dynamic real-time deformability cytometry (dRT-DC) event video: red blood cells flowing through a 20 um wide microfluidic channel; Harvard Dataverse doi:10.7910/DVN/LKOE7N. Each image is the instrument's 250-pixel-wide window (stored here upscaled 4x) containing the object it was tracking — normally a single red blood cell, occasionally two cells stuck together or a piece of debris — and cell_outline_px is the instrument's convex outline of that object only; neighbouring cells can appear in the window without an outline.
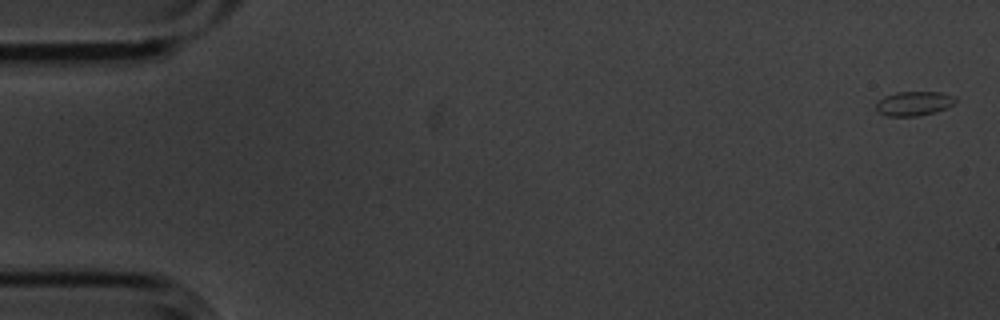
{"species": "common noctule bat (a hibernating species)", "species_latin": "Nyctalus noctula", "temperature_condition": "cold", "stored_images_in_passage": 6, "camera_frame_rate_fps": 3000, "um_per_image_px": 0.085, "animal": {"sex": "male", "body_mass_g": 20.1, "forearm_length_mm": 53.5}, "frame": {"image": 1, "passage_image": 1, "time_ms": 0.0, "image_size_px": [1000, 320], "cell_outline_px": [[956, 100], [948, 108], [936, 112], [916, 116], [888, 116], [880, 112], [876, 108], [876, 104], [884, 96], [896, 92], [940, 92], [956, 96]], "centroid_in_image_um": [77.72, 8.79], "position_along_channel_um": 7.3, "area_um2": 11.21}}
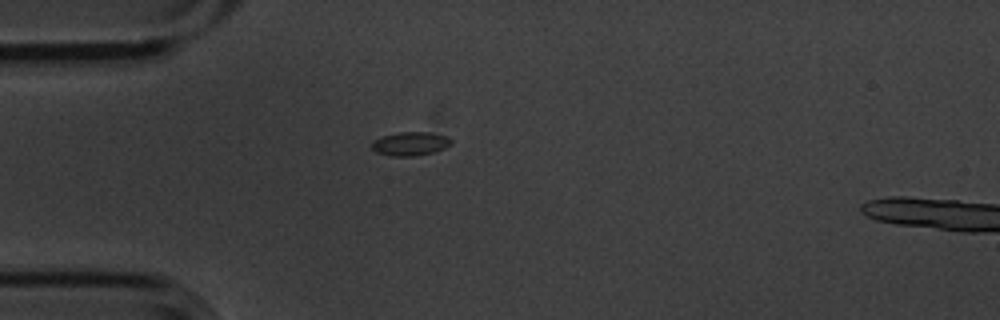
{"frame": {"image": 2, "passage_image": 5, "time_ms": 1.333, "image_size_px": [1000, 320], "cell_outline_px": [[452, 144], [444, 148], [432, 152], [416, 156], [388, 156], [376, 152], [372, 148], [372, 140], [384, 136], [400, 132], [428, 132], [448, 136], [452, 140]], "centroid_in_image_um": [34.88, 12.22], "position_along_channel_um": 50.1, "area_um2": 10.98}}